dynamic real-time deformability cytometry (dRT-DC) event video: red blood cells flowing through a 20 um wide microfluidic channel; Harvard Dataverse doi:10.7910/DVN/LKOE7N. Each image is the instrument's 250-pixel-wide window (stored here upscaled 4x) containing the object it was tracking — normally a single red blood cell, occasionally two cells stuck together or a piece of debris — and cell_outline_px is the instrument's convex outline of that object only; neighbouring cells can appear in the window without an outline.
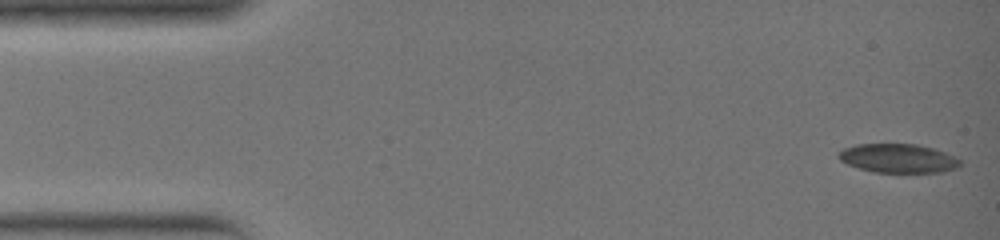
{"species": "common noctule bat (a hibernating species)", "species_latin": "Nyctalus noctula", "temperature_condition": "warm", "stored_images_in_passage": 35, "camera_frame_rate_fps": 3000, "um_per_image_px": 0.085, "animal": {"sex": "female", "body_mass_g": 19.0, "forearm_length_mm": 51.5}, "frame": {"image": 1, "passage_image": 1, "time_ms": 0.0, "image_size_px": [1000, 240], "cell_outline_px": [[960, 164], [956, 168], [944, 172], [876, 172], [860, 168], [848, 164], [840, 160], [836, 156], [844, 148], [856, 144], [916, 144], [932, 148], [944, 152], [960, 160]], "centroid_in_image_um": [76.32, 13.45], "position_along_channel_um": 8.7, "area_um2": 20.23}}
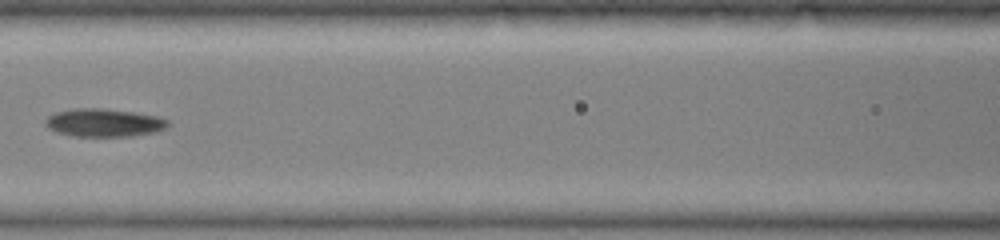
{"frame": {"image": 2, "passage_image": 16, "time_ms": 5.0, "image_size_px": [1000, 240], "cell_outline_px": [[168, 124], [164, 128], [152, 132], [132, 136], [72, 136], [56, 132], [48, 128], [44, 124], [44, 120], [48, 116], [56, 112], [72, 108], [104, 108], [160, 116], [168, 120]], "centroid_in_image_um": [8.78, 10.42], "position_along_channel_um": 157.8, "area_um2": 20.06}}
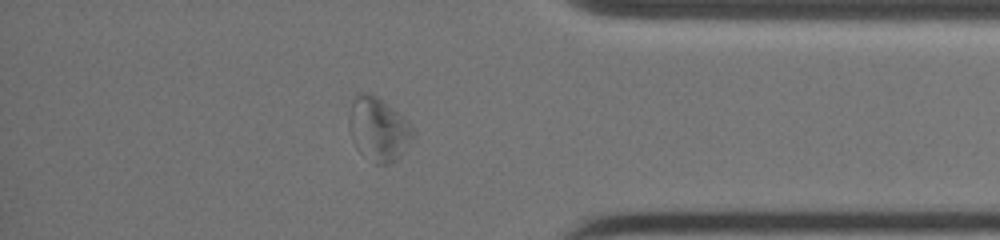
{"frame": {"image": 3, "passage_image": 30, "time_ms": 9.667, "image_size_px": [1000, 240], "cell_outline_px": [[416, 132], [396, 160], [388, 164], [376, 164], [356, 148], [352, 140], [348, 124], [348, 112], [352, 100], [360, 92], [368, 92], [376, 96], [388, 104], [404, 116]], "centroid_in_image_um": [32.14, 10.94], "position_along_channel_um": 403.1, "area_um2": 23.7}}